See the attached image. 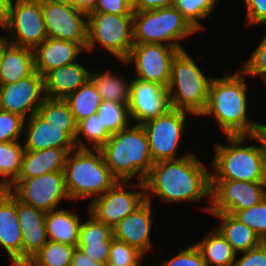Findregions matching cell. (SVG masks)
I'll return each mask as SVG.
<instances>
[{
	"mask_svg": "<svg viewBox=\"0 0 266 266\" xmlns=\"http://www.w3.org/2000/svg\"><path fill=\"white\" fill-rule=\"evenodd\" d=\"M24 122L20 115L0 110V142L19 141Z\"/></svg>",
	"mask_w": 266,
	"mask_h": 266,
	"instance_id": "40",
	"label": "cell"
},
{
	"mask_svg": "<svg viewBox=\"0 0 266 266\" xmlns=\"http://www.w3.org/2000/svg\"><path fill=\"white\" fill-rule=\"evenodd\" d=\"M241 70L244 75L259 76L266 82V35L251 53Z\"/></svg>",
	"mask_w": 266,
	"mask_h": 266,
	"instance_id": "41",
	"label": "cell"
},
{
	"mask_svg": "<svg viewBox=\"0 0 266 266\" xmlns=\"http://www.w3.org/2000/svg\"><path fill=\"white\" fill-rule=\"evenodd\" d=\"M195 245L207 266H232L237 257V253L217 228Z\"/></svg>",
	"mask_w": 266,
	"mask_h": 266,
	"instance_id": "29",
	"label": "cell"
},
{
	"mask_svg": "<svg viewBox=\"0 0 266 266\" xmlns=\"http://www.w3.org/2000/svg\"><path fill=\"white\" fill-rule=\"evenodd\" d=\"M91 12L133 15L132 0H97L95 8Z\"/></svg>",
	"mask_w": 266,
	"mask_h": 266,
	"instance_id": "43",
	"label": "cell"
},
{
	"mask_svg": "<svg viewBox=\"0 0 266 266\" xmlns=\"http://www.w3.org/2000/svg\"><path fill=\"white\" fill-rule=\"evenodd\" d=\"M35 72L34 52L28 47L8 44L0 66V84H11Z\"/></svg>",
	"mask_w": 266,
	"mask_h": 266,
	"instance_id": "26",
	"label": "cell"
},
{
	"mask_svg": "<svg viewBox=\"0 0 266 266\" xmlns=\"http://www.w3.org/2000/svg\"><path fill=\"white\" fill-rule=\"evenodd\" d=\"M242 70L222 78L213 77L208 102L201 116H213L225 136L253 135L260 123L247 118V93Z\"/></svg>",
	"mask_w": 266,
	"mask_h": 266,
	"instance_id": "2",
	"label": "cell"
},
{
	"mask_svg": "<svg viewBox=\"0 0 266 266\" xmlns=\"http://www.w3.org/2000/svg\"><path fill=\"white\" fill-rule=\"evenodd\" d=\"M88 40L86 51H92L97 44L110 54L124 61L134 45L133 15H115L102 12L88 14Z\"/></svg>",
	"mask_w": 266,
	"mask_h": 266,
	"instance_id": "8",
	"label": "cell"
},
{
	"mask_svg": "<svg viewBox=\"0 0 266 266\" xmlns=\"http://www.w3.org/2000/svg\"><path fill=\"white\" fill-rule=\"evenodd\" d=\"M243 253V254H242ZM240 259L235 258L232 266H266V242L245 252Z\"/></svg>",
	"mask_w": 266,
	"mask_h": 266,
	"instance_id": "44",
	"label": "cell"
},
{
	"mask_svg": "<svg viewBox=\"0 0 266 266\" xmlns=\"http://www.w3.org/2000/svg\"><path fill=\"white\" fill-rule=\"evenodd\" d=\"M266 197V182L211 180V206L208 213H228L246 210Z\"/></svg>",
	"mask_w": 266,
	"mask_h": 266,
	"instance_id": "12",
	"label": "cell"
},
{
	"mask_svg": "<svg viewBox=\"0 0 266 266\" xmlns=\"http://www.w3.org/2000/svg\"><path fill=\"white\" fill-rule=\"evenodd\" d=\"M42 11L48 38L79 43L86 51L88 40L87 13L50 0H42Z\"/></svg>",
	"mask_w": 266,
	"mask_h": 266,
	"instance_id": "15",
	"label": "cell"
},
{
	"mask_svg": "<svg viewBox=\"0 0 266 266\" xmlns=\"http://www.w3.org/2000/svg\"><path fill=\"white\" fill-rule=\"evenodd\" d=\"M128 181H117L105 194L91 200L88 212L97 220L114 228L127 215L133 213L145 201L144 183L131 186L138 191H127Z\"/></svg>",
	"mask_w": 266,
	"mask_h": 266,
	"instance_id": "13",
	"label": "cell"
},
{
	"mask_svg": "<svg viewBox=\"0 0 266 266\" xmlns=\"http://www.w3.org/2000/svg\"><path fill=\"white\" fill-rule=\"evenodd\" d=\"M45 98L44 77L37 71L17 82L0 84V110L25 120L38 111Z\"/></svg>",
	"mask_w": 266,
	"mask_h": 266,
	"instance_id": "16",
	"label": "cell"
},
{
	"mask_svg": "<svg viewBox=\"0 0 266 266\" xmlns=\"http://www.w3.org/2000/svg\"><path fill=\"white\" fill-rule=\"evenodd\" d=\"M258 134L261 136V138L264 142L265 148H266V124L260 123Z\"/></svg>",
	"mask_w": 266,
	"mask_h": 266,
	"instance_id": "52",
	"label": "cell"
},
{
	"mask_svg": "<svg viewBox=\"0 0 266 266\" xmlns=\"http://www.w3.org/2000/svg\"><path fill=\"white\" fill-rule=\"evenodd\" d=\"M175 0H132L133 11L151 10L162 7H171Z\"/></svg>",
	"mask_w": 266,
	"mask_h": 266,
	"instance_id": "46",
	"label": "cell"
},
{
	"mask_svg": "<svg viewBox=\"0 0 266 266\" xmlns=\"http://www.w3.org/2000/svg\"><path fill=\"white\" fill-rule=\"evenodd\" d=\"M157 266H207L200 250L195 243L186 249H180L179 253Z\"/></svg>",
	"mask_w": 266,
	"mask_h": 266,
	"instance_id": "42",
	"label": "cell"
},
{
	"mask_svg": "<svg viewBox=\"0 0 266 266\" xmlns=\"http://www.w3.org/2000/svg\"><path fill=\"white\" fill-rule=\"evenodd\" d=\"M246 5V26L266 25V0H244Z\"/></svg>",
	"mask_w": 266,
	"mask_h": 266,
	"instance_id": "45",
	"label": "cell"
},
{
	"mask_svg": "<svg viewBox=\"0 0 266 266\" xmlns=\"http://www.w3.org/2000/svg\"><path fill=\"white\" fill-rule=\"evenodd\" d=\"M143 257L144 255L135 247L113 239L108 263L113 266H141L139 262Z\"/></svg>",
	"mask_w": 266,
	"mask_h": 266,
	"instance_id": "39",
	"label": "cell"
},
{
	"mask_svg": "<svg viewBox=\"0 0 266 266\" xmlns=\"http://www.w3.org/2000/svg\"><path fill=\"white\" fill-rule=\"evenodd\" d=\"M90 80L95 85L99 95L104 101L129 103L130 83L121 76L110 72V70L95 73L90 71Z\"/></svg>",
	"mask_w": 266,
	"mask_h": 266,
	"instance_id": "30",
	"label": "cell"
},
{
	"mask_svg": "<svg viewBox=\"0 0 266 266\" xmlns=\"http://www.w3.org/2000/svg\"><path fill=\"white\" fill-rule=\"evenodd\" d=\"M9 44L8 37L0 36V66L2 62L3 52L5 47Z\"/></svg>",
	"mask_w": 266,
	"mask_h": 266,
	"instance_id": "50",
	"label": "cell"
},
{
	"mask_svg": "<svg viewBox=\"0 0 266 266\" xmlns=\"http://www.w3.org/2000/svg\"><path fill=\"white\" fill-rule=\"evenodd\" d=\"M212 78L199 69L185 50L179 51L172 61L167 88L171 108L201 116L208 102Z\"/></svg>",
	"mask_w": 266,
	"mask_h": 266,
	"instance_id": "6",
	"label": "cell"
},
{
	"mask_svg": "<svg viewBox=\"0 0 266 266\" xmlns=\"http://www.w3.org/2000/svg\"><path fill=\"white\" fill-rule=\"evenodd\" d=\"M37 113L56 126H77L74 115L64 99L46 97Z\"/></svg>",
	"mask_w": 266,
	"mask_h": 266,
	"instance_id": "37",
	"label": "cell"
},
{
	"mask_svg": "<svg viewBox=\"0 0 266 266\" xmlns=\"http://www.w3.org/2000/svg\"><path fill=\"white\" fill-rule=\"evenodd\" d=\"M151 203L145 201L113 228V238L135 247L143 255L152 248L150 231L153 221Z\"/></svg>",
	"mask_w": 266,
	"mask_h": 266,
	"instance_id": "19",
	"label": "cell"
},
{
	"mask_svg": "<svg viewBox=\"0 0 266 266\" xmlns=\"http://www.w3.org/2000/svg\"><path fill=\"white\" fill-rule=\"evenodd\" d=\"M5 22L0 26L12 37L10 44L34 49L46 38L42 0H14Z\"/></svg>",
	"mask_w": 266,
	"mask_h": 266,
	"instance_id": "9",
	"label": "cell"
},
{
	"mask_svg": "<svg viewBox=\"0 0 266 266\" xmlns=\"http://www.w3.org/2000/svg\"><path fill=\"white\" fill-rule=\"evenodd\" d=\"M196 32L174 6L133 11L134 43L164 44L181 51L179 41Z\"/></svg>",
	"mask_w": 266,
	"mask_h": 266,
	"instance_id": "7",
	"label": "cell"
},
{
	"mask_svg": "<svg viewBox=\"0 0 266 266\" xmlns=\"http://www.w3.org/2000/svg\"><path fill=\"white\" fill-rule=\"evenodd\" d=\"M230 145L215 144L211 180L266 182V148L261 136H227ZM254 139L260 146L245 144ZM245 142V143H244ZM244 146L242 147V145Z\"/></svg>",
	"mask_w": 266,
	"mask_h": 266,
	"instance_id": "3",
	"label": "cell"
},
{
	"mask_svg": "<svg viewBox=\"0 0 266 266\" xmlns=\"http://www.w3.org/2000/svg\"><path fill=\"white\" fill-rule=\"evenodd\" d=\"M0 245L13 266H22V230L17 217V198L10 191L0 199Z\"/></svg>",
	"mask_w": 266,
	"mask_h": 266,
	"instance_id": "22",
	"label": "cell"
},
{
	"mask_svg": "<svg viewBox=\"0 0 266 266\" xmlns=\"http://www.w3.org/2000/svg\"><path fill=\"white\" fill-rule=\"evenodd\" d=\"M75 249V246L47 241L24 266H70Z\"/></svg>",
	"mask_w": 266,
	"mask_h": 266,
	"instance_id": "33",
	"label": "cell"
},
{
	"mask_svg": "<svg viewBox=\"0 0 266 266\" xmlns=\"http://www.w3.org/2000/svg\"><path fill=\"white\" fill-rule=\"evenodd\" d=\"M17 217L22 230V266L48 241L46 212L17 199Z\"/></svg>",
	"mask_w": 266,
	"mask_h": 266,
	"instance_id": "20",
	"label": "cell"
},
{
	"mask_svg": "<svg viewBox=\"0 0 266 266\" xmlns=\"http://www.w3.org/2000/svg\"><path fill=\"white\" fill-rule=\"evenodd\" d=\"M100 151L117 181L129 182L138 177V182L143 183L154 164L142 125L128 126L111 134Z\"/></svg>",
	"mask_w": 266,
	"mask_h": 266,
	"instance_id": "4",
	"label": "cell"
},
{
	"mask_svg": "<svg viewBox=\"0 0 266 266\" xmlns=\"http://www.w3.org/2000/svg\"><path fill=\"white\" fill-rule=\"evenodd\" d=\"M130 82L128 110L131 121H138L137 125H142L171 108L166 87L138 78Z\"/></svg>",
	"mask_w": 266,
	"mask_h": 266,
	"instance_id": "17",
	"label": "cell"
},
{
	"mask_svg": "<svg viewBox=\"0 0 266 266\" xmlns=\"http://www.w3.org/2000/svg\"><path fill=\"white\" fill-rule=\"evenodd\" d=\"M50 1L76 8V0H50Z\"/></svg>",
	"mask_w": 266,
	"mask_h": 266,
	"instance_id": "51",
	"label": "cell"
},
{
	"mask_svg": "<svg viewBox=\"0 0 266 266\" xmlns=\"http://www.w3.org/2000/svg\"><path fill=\"white\" fill-rule=\"evenodd\" d=\"M72 150L58 148L39 151L25 150L18 178H32L51 172L64 171L66 157Z\"/></svg>",
	"mask_w": 266,
	"mask_h": 266,
	"instance_id": "25",
	"label": "cell"
},
{
	"mask_svg": "<svg viewBox=\"0 0 266 266\" xmlns=\"http://www.w3.org/2000/svg\"><path fill=\"white\" fill-rule=\"evenodd\" d=\"M86 222H81L77 248L102 265L109 259L113 228L97 220L89 213Z\"/></svg>",
	"mask_w": 266,
	"mask_h": 266,
	"instance_id": "23",
	"label": "cell"
},
{
	"mask_svg": "<svg viewBox=\"0 0 266 266\" xmlns=\"http://www.w3.org/2000/svg\"><path fill=\"white\" fill-rule=\"evenodd\" d=\"M211 172L195 154L176 160L155 162L145 177V198L159 196L168 203L200 201L204 197L211 199Z\"/></svg>",
	"mask_w": 266,
	"mask_h": 266,
	"instance_id": "1",
	"label": "cell"
},
{
	"mask_svg": "<svg viewBox=\"0 0 266 266\" xmlns=\"http://www.w3.org/2000/svg\"><path fill=\"white\" fill-rule=\"evenodd\" d=\"M70 266H102V264L92 260L89 256L76 247Z\"/></svg>",
	"mask_w": 266,
	"mask_h": 266,
	"instance_id": "47",
	"label": "cell"
},
{
	"mask_svg": "<svg viewBox=\"0 0 266 266\" xmlns=\"http://www.w3.org/2000/svg\"><path fill=\"white\" fill-rule=\"evenodd\" d=\"M180 50L164 44L134 43L128 57L121 61L134 64L140 80L159 83L168 88L171 65Z\"/></svg>",
	"mask_w": 266,
	"mask_h": 266,
	"instance_id": "14",
	"label": "cell"
},
{
	"mask_svg": "<svg viewBox=\"0 0 266 266\" xmlns=\"http://www.w3.org/2000/svg\"><path fill=\"white\" fill-rule=\"evenodd\" d=\"M63 172L70 201L94 196L96 199L117 182L100 149H73L66 157Z\"/></svg>",
	"mask_w": 266,
	"mask_h": 266,
	"instance_id": "5",
	"label": "cell"
},
{
	"mask_svg": "<svg viewBox=\"0 0 266 266\" xmlns=\"http://www.w3.org/2000/svg\"><path fill=\"white\" fill-rule=\"evenodd\" d=\"M232 215L266 242V197L251 208L233 212Z\"/></svg>",
	"mask_w": 266,
	"mask_h": 266,
	"instance_id": "38",
	"label": "cell"
},
{
	"mask_svg": "<svg viewBox=\"0 0 266 266\" xmlns=\"http://www.w3.org/2000/svg\"><path fill=\"white\" fill-rule=\"evenodd\" d=\"M96 2L97 0H76V9L88 14L94 10Z\"/></svg>",
	"mask_w": 266,
	"mask_h": 266,
	"instance_id": "48",
	"label": "cell"
},
{
	"mask_svg": "<svg viewBox=\"0 0 266 266\" xmlns=\"http://www.w3.org/2000/svg\"><path fill=\"white\" fill-rule=\"evenodd\" d=\"M81 135L89 143L93 144L91 149H100L111 136L106 128L102 126L97 114L86 117L77 123V134L74 139L75 146L80 149H88V146L80 138Z\"/></svg>",
	"mask_w": 266,
	"mask_h": 266,
	"instance_id": "34",
	"label": "cell"
},
{
	"mask_svg": "<svg viewBox=\"0 0 266 266\" xmlns=\"http://www.w3.org/2000/svg\"><path fill=\"white\" fill-rule=\"evenodd\" d=\"M9 191L19 201L45 212L56 210L62 199L70 200L65 187L63 171L32 178H18L9 187Z\"/></svg>",
	"mask_w": 266,
	"mask_h": 266,
	"instance_id": "11",
	"label": "cell"
},
{
	"mask_svg": "<svg viewBox=\"0 0 266 266\" xmlns=\"http://www.w3.org/2000/svg\"><path fill=\"white\" fill-rule=\"evenodd\" d=\"M64 100L67 102L77 123L96 114L102 103V98L90 79Z\"/></svg>",
	"mask_w": 266,
	"mask_h": 266,
	"instance_id": "31",
	"label": "cell"
},
{
	"mask_svg": "<svg viewBox=\"0 0 266 266\" xmlns=\"http://www.w3.org/2000/svg\"><path fill=\"white\" fill-rule=\"evenodd\" d=\"M96 114L110 134L127 128L131 122L127 104L102 100Z\"/></svg>",
	"mask_w": 266,
	"mask_h": 266,
	"instance_id": "35",
	"label": "cell"
},
{
	"mask_svg": "<svg viewBox=\"0 0 266 266\" xmlns=\"http://www.w3.org/2000/svg\"><path fill=\"white\" fill-rule=\"evenodd\" d=\"M90 79V71L79 61L49 71L44 76L45 96L65 99Z\"/></svg>",
	"mask_w": 266,
	"mask_h": 266,
	"instance_id": "24",
	"label": "cell"
},
{
	"mask_svg": "<svg viewBox=\"0 0 266 266\" xmlns=\"http://www.w3.org/2000/svg\"><path fill=\"white\" fill-rule=\"evenodd\" d=\"M84 50L79 43L47 37L33 49L35 71L44 77L55 68L76 62Z\"/></svg>",
	"mask_w": 266,
	"mask_h": 266,
	"instance_id": "21",
	"label": "cell"
},
{
	"mask_svg": "<svg viewBox=\"0 0 266 266\" xmlns=\"http://www.w3.org/2000/svg\"><path fill=\"white\" fill-rule=\"evenodd\" d=\"M12 0H0V26L5 22Z\"/></svg>",
	"mask_w": 266,
	"mask_h": 266,
	"instance_id": "49",
	"label": "cell"
},
{
	"mask_svg": "<svg viewBox=\"0 0 266 266\" xmlns=\"http://www.w3.org/2000/svg\"><path fill=\"white\" fill-rule=\"evenodd\" d=\"M24 149L39 151L47 148L75 149L77 126H56L37 112L24 122Z\"/></svg>",
	"mask_w": 266,
	"mask_h": 266,
	"instance_id": "18",
	"label": "cell"
},
{
	"mask_svg": "<svg viewBox=\"0 0 266 266\" xmlns=\"http://www.w3.org/2000/svg\"><path fill=\"white\" fill-rule=\"evenodd\" d=\"M189 112L170 108L166 113L142 124L148 137L149 151L153 162L176 160L178 146L185 133V121Z\"/></svg>",
	"mask_w": 266,
	"mask_h": 266,
	"instance_id": "10",
	"label": "cell"
},
{
	"mask_svg": "<svg viewBox=\"0 0 266 266\" xmlns=\"http://www.w3.org/2000/svg\"><path fill=\"white\" fill-rule=\"evenodd\" d=\"M218 0H175L174 7L198 32L203 28L201 20L208 18L216 8Z\"/></svg>",
	"mask_w": 266,
	"mask_h": 266,
	"instance_id": "36",
	"label": "cell"
},
{
	"mask_svg": "<svg viewBox=\"0 0 266 266\" xmlns=\"http://www.w3.org/2000/svg\"><path fill=\"white\" fill-rule=\"evenodd\" d=\"M9 191L8 187L0 186V199Z\"/></svg>",
	"mask_w": 266,
	"mask_h": 266,
	"instance_id": "53",
	"label": "cell"
},
{
	"mask_svg": "<svg viewBox=\"0 0 266 266\" xmlns=\"http://www.w3.org/2000/svg\"><path fill=\"white\" fill-rule=\"evenodd\" d=\"M24 152L19 141L0 142V186L9 188L18 179Z\"/></svg>",
	"mask_w": 266,
	"mask_h": 266,
	"instance_id": "32",
	"label": "cell"
},
{
	"mask_svg": "<svg viewBox=\"0 0 266 266\" xmlns=\"http://www.w3.org/2000/svg\"><path fill=\"white\" fill-rule=\"evenodd\" d=\"M45 225L48 241L77 247L81 219L74 211L56 209L46 212Z\"/></svg>",
	"mask_w": 266,
	"mask_h": 266,
	"instance_id": "27",
	"label": "cell"
},
{
	"mask_svg": "<svg viewBox=\"0 0 266 266\" xmlns=\"http://www.w3.org/2000/svg\"><path fill=\"white\" fill-rule=\"evenodd\" d=\"M102 266H113V265H111V264H109V263L107 262L106 264H104V265H102Z\"/></svg>",
	"mask_w": 266,
	"mask_h": 266,
	"instance_id": "54",
	"label": "cell"
},
{
	"mask_svg": "<svg viewBox=\"0 0 266 266\" xmlns=\"http://www.w3.org/2000/svg\"><path fill=\"white\" fill-rule=\"evenodd\" d=\"M222 220L218 231L225 237L226 241L237 253L245 252L259 246L263 241L259 236L244 223L237 220L232 214L211 213Z\"/></svg>",
	"mask_w": 266,
	"mask_h": 266,
	"instance_id": "28",
	"label": "cell"
}]
</instances>
